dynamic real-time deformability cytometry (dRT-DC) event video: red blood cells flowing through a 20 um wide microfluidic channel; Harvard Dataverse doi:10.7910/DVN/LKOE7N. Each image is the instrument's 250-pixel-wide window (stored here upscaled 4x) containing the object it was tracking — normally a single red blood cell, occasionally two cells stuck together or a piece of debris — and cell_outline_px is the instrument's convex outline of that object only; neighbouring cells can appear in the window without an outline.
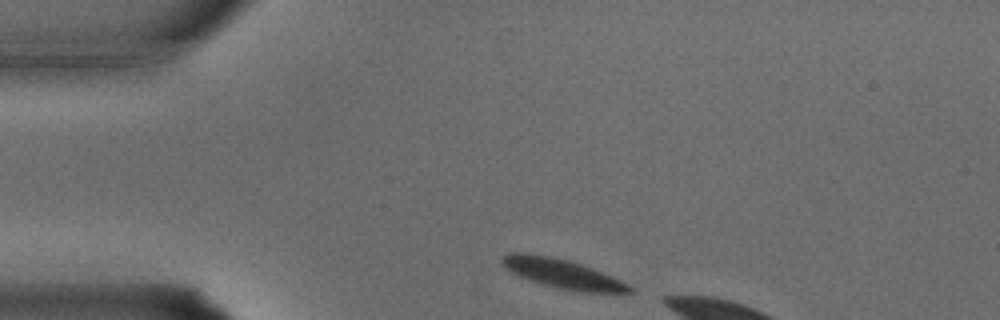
{"species": "common noctule bat (a hibernating species)", "species_latin": "Nyctalus noctula", "temperature_condition": "warm", "stored_images_in_passage": 4, "camera_frame_rate_fps": 3000, "um_per_image_px": 0.085, "animal": {"sex": "male", "body_mass_g": 15.6}, "frame": {"image": 1, "passage_image": 1, "time_ms": 0.0, "image_size_px": [1000, 320], "cell_outline_px": [[636, 292], [580, 292], [556, 288], [528, 280], [504, 268], [500, 264], [500, 256], [508, 252], [528, 252], [552, 256], [568, 260], [592, 268], [620, 280], [636, 288]], "centroid_in_image_um": [47.73, 23.24], "position_along_channel_um": 37.3, "area_um2": 22.08}}